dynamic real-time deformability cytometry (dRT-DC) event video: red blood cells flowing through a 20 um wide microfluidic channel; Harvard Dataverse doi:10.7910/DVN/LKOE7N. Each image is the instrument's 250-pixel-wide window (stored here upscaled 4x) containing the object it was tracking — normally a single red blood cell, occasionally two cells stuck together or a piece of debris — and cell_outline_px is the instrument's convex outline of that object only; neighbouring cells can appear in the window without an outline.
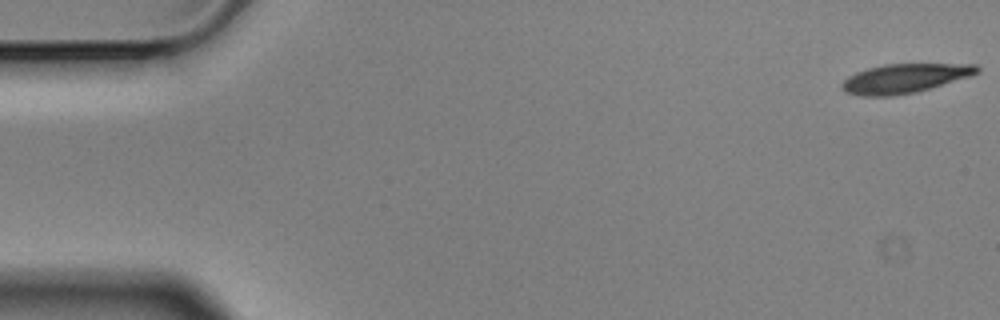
{"species": "Egyptian fruit bat (a non-hibernating species)", "species_latin": "Rousettus aegyptiacus", "temperature_condition": "cold", "stored_images_in_passage": 57, "camera_frame_rate_fps": 3000, "um_per_image_px": 0.085, "animal": {"sex": "male"}, "frame": {"image": 1, "passage_image": 1, "time_ms": 0.0, "image_size_px": [1000, 320], "cell_outline_px": [[980, 72], [972, 76], [916, 92], [892, 96], [860, 96], [844, 92], [840, 88], [840, 84], [848, 76], [856, 72], [868, 68], [884, 64], [976, 64], [980, 68]], "centroid_in_image_um": [76.88, 6.67], "position_along_channel_um": 8.1, "area_um2": 23.18}}
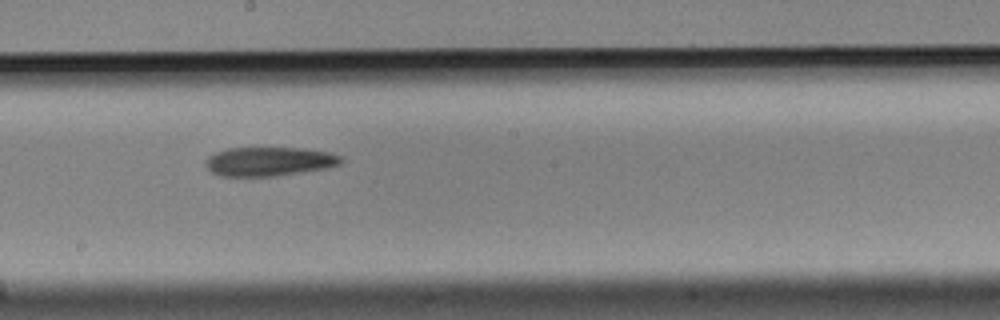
{"frame": {"image": 2, "passage_image": 31, "time_ms": 10.0, "image_size_px": [1000, 320], "cell_outline_px": [[344, 160], [340, 164], [328, 168], [276, 176], [220, 176], [212, 172], [204, 164], [208, 156], [216, 152], [228, 148], [304, 148], [328, 152], [340, 156]], "centroid_in_image_um": [22.88, 13.72], "position_along_channel_um": 225.3, "area_um2": 22.95}}
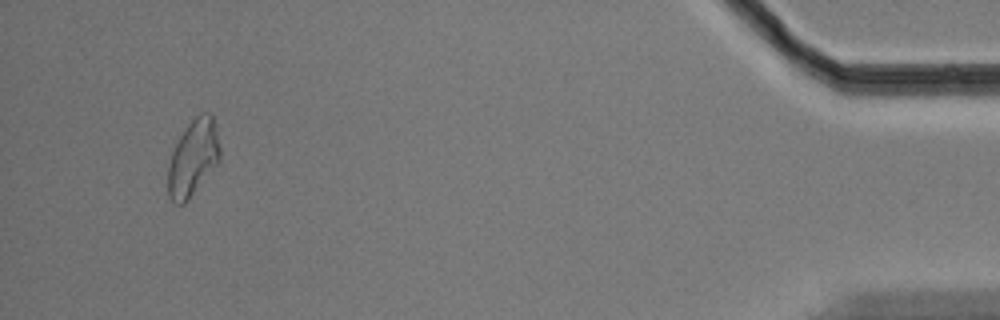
{"frame": {"image": 3, "passage_image": 54, "time_ms": 17.667, "image_size_px": [1000, 320], "cell_outline_px": [[220, 160], [188, 200], [184, 204], [176, 204], [168, 196], [168, 164], [172, 152], [180, 136], [188, 124], [200, 112], [208, 112], [212, 116], [216, 128], [220, 148]], "centroid_in_image_um": [16.41, 13.42], "position_along_channel_um": 418.8, "area_um2": 22.89}, "authors_computed_cell_mechanics": {"area_um2": 23.2356, "velocity_mm_per_s": 3.497, "shape_relaxation_time_tau1_ms": 6.1656, "shape_relaxation_time_tau2_ms": null, "deformation_change_tau1": 0.1627, "deformation_change_tau2": null}}